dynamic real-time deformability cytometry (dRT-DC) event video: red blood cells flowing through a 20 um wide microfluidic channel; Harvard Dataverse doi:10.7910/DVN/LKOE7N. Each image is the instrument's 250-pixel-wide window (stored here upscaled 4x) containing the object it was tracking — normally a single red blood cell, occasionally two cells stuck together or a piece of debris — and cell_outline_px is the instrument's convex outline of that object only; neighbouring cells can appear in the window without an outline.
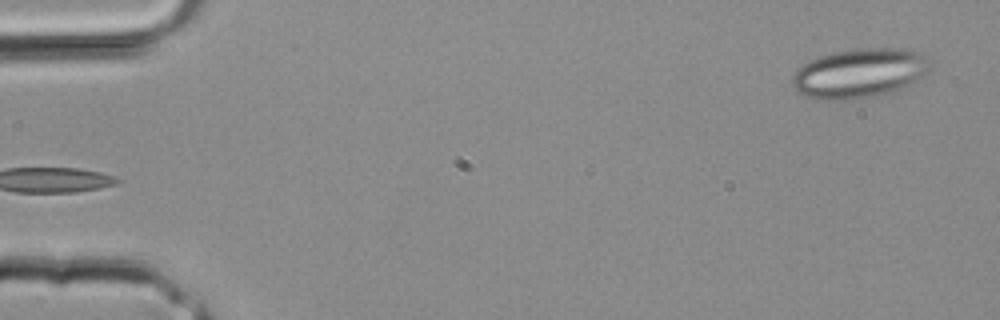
{"species": "common noctule bat (a hibernating species)", "species_latin": "Nyctalus noctula", "temperature_condition": "room temperature", "stored_images_in_passage": 2, "camera_frame_rate_fps": 3000, "um_per_image_px": 0.085, "animal": {"sex": "male", "body_mass_g": 20.4}, "frame": {"image": 1, "passage_image": 2, "time_ms": 0.333, "image_size_px": [1000, 320], "cell_outline_px": [[928, 72], [912, 84], [904, 88], [892, 92], [872, 96], [824, 100], [804, 96], [796, 92], [792, 84], [792, 76], [804, 64], [820, 56], [832, 52], [856, 48], [904, 48], [920, 52], [924, 56]], "centroid_in_image_um": [73.04, 6.21], "position_along_channel_um": 12.0, "area_um2": 39.3}}